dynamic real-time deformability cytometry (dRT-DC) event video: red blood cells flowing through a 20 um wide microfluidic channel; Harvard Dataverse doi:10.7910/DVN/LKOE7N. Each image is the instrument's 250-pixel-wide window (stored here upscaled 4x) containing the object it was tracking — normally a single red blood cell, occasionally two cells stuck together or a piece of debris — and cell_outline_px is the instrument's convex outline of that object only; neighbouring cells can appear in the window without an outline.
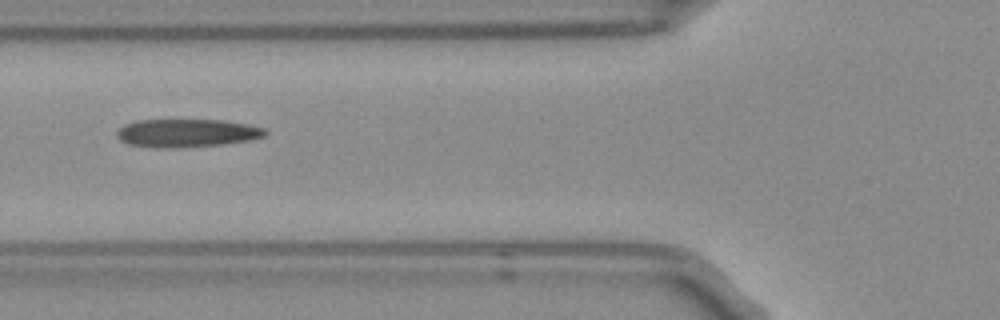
{"species": "Egyptian fruit bat (a non-hibernating species)", "species_latin": "Rousettus aegyptiacus", "temperature_condition": "room temperature", "stored_images_in_passage": 8, "camera_frame_rate_fps": 3000, "um_per_image_px": 0.085, "frame": {"image": 1, "passage_image": 5, "time_ms": 1.333, "image_size_px": [1000, 320], "cell_outline_px": [[268, 132], [264, 136], [252, 140], [224, 144], [168, 148], [152, 148], [128, 144], [120, 140], [116, 136], [116, 132], [124, 124], [136, 120], [224, 120], [248, 124], [264, 128]], "centroid_in_image_um": [15.87, 11.31], "position_along_channel_um": 109.9, "area_um2": 24.51}}